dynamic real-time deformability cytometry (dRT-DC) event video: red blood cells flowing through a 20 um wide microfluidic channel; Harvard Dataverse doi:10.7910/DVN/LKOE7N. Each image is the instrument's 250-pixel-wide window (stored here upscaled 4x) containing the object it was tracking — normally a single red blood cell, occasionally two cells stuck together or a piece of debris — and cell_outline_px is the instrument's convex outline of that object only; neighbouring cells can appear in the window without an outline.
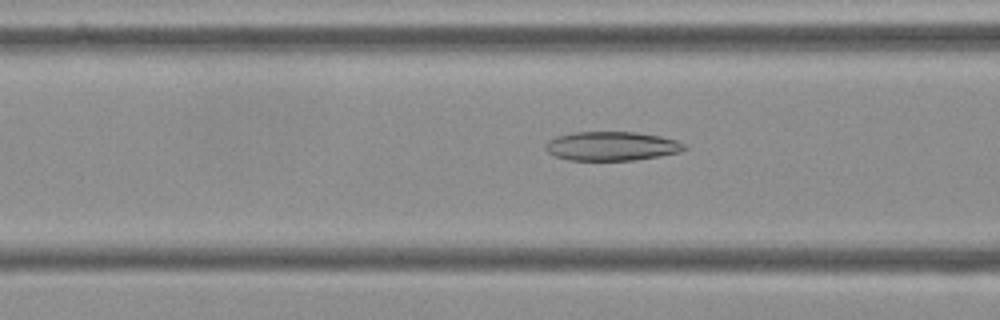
{"species": "Egyptian fruit bat (a non-hibernating species)", "species_latin": "Rousettus aegyptiacus", "temperature_condition": "cold", "stored_images_in_passage": 12, "camera_frame_rate_fps": 3000, "um_per_image_px": 0.085, "frame": {"image": 1, "passage_image": 9, "time_ms": 2.667, "image_size_px": [1000, 320], "cell_outline_px": [[688, 148], [680, 152], [660, 156], [636, 160], [568, 160], [556, 156], [548, 152], [544, 148], [544, 144], [548, 140], [556, 136], [576, 132], [636, 132], [660, 136], [676, 140], [688, 144]], "centroid_in_image_um": [52.02, 12.42], "position_along_channel_um": 114.6, "area_um2": 23.7}}